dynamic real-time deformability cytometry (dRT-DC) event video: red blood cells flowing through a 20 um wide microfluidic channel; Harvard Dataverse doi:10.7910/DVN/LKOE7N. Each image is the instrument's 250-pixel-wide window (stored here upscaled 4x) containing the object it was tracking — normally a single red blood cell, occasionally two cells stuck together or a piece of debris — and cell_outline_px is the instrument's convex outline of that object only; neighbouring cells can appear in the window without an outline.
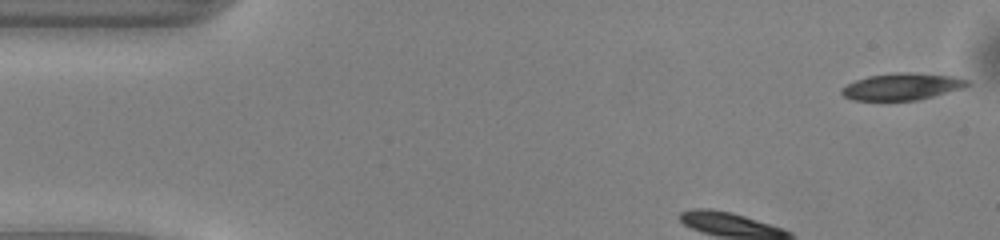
{"species": "common noctule bat (a hibernating species)", "species_latin": "Nyctalus noctula", "temperature_condition": "warm", "stored_images_in_passage": 45, "camera_frame_rate_fps": 3000, "um_per_image_px": 0.085, "animal": {"sex": "male", "body_mass_g": 13.0, "forearm_length_mm": 53.1}, "frame": {"image": 1, "passage_image": 1, "time_ms": 0.0, "image_size_px": [1000, 240], "cell_outline_px": [[968, 84], [964, 88], [920, 100], [852, 100], [844, 96], [840, 92], [840, 88], [856, 80], [868, 76], [896, 72], [912, 72], [956, 76], [968, 80]], "centroid_in_image_um": [76.68, 7.35], "position_along_channel_um": 8.3, "area_um2": 19.83}}
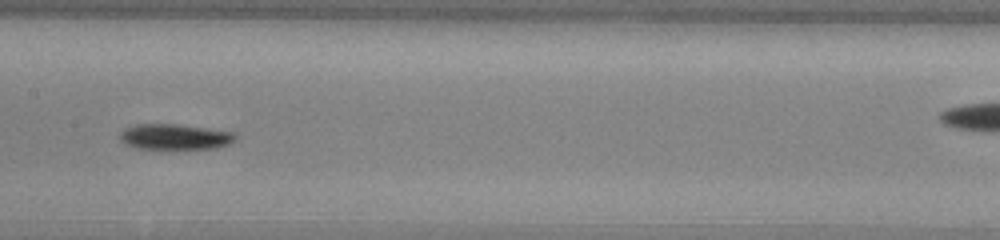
{"frame": {"image": 2, "passage_image": 19, "time_ms": 6.0, "image_size_px": [1000, 240], "cell_outline_px": [[236, 140], [228, 144], [216, 148], [136, 148], [120, 140], [120, 132], [124, 128], [136, 124], [176, 124], [208, 128], [236, 132]], "centroid_in_image_um": [14.89, 11.61], "position_along_channel_um": 192.5, "area_um2": 17.11}}
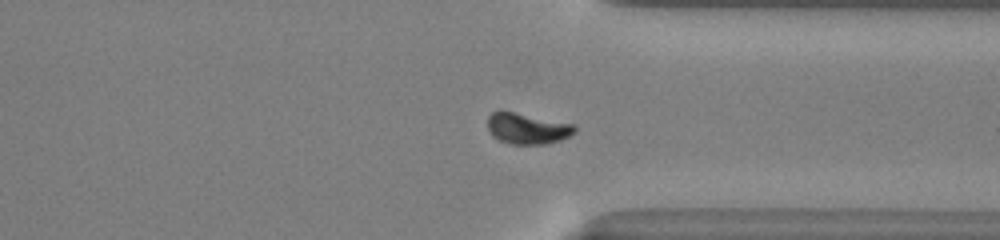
{"frame": {"image": 3, "passage_image": 32, "time_ms": 10.333, "image_size_px": [1000, 240], "cell_outline_px": [[576, 132], [560, 140], [544, 144], [512, 144], [500, 140], [492, 136], [488, 128], [488, 116], [492, 112], [500, 108], [576, 124]], "centroid_in_image_um": [44.81, 10.88], "position_along_channel_um": 366.6, "area_um2": 16.18}, "authors_computed_cell_mechanics": {"area_um2": 16.4152, "velocity_mm_per_s": 4.0393, "shape_relaxation_time_tau1_ms": 1.4003, "shape_relaxation_time_tau2_ms": null, "deformation_change_tau1": 0.1222, "deformation_change_tau2": null}}